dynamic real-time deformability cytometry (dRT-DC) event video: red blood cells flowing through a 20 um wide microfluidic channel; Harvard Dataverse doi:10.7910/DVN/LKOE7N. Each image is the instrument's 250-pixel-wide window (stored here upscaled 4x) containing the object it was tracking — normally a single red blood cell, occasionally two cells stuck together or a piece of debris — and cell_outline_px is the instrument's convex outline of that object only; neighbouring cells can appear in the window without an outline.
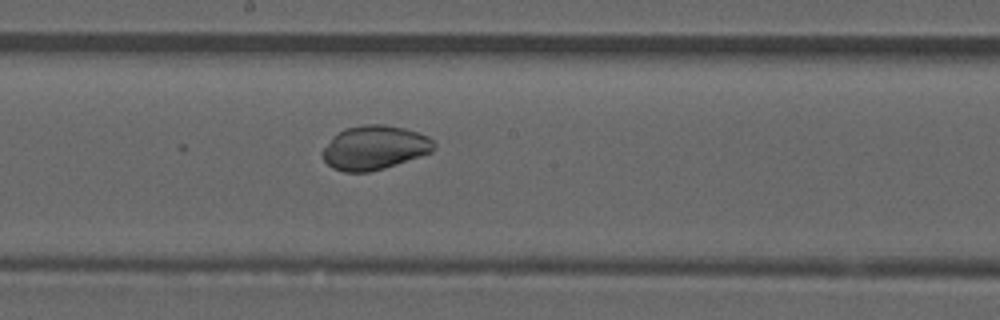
{"species": "common noctule bat (a hibernating species)", "species_latin": "Nyctalus noctula", "temperature_condition": "room temperature", "stored_images_in_passage": 28, "camera_frame_rate_fps": 3000, "um_per_image_px": 0.085, "animal": {"sex": "male", "forearm_length_mm": 52.5}, "frame": {"image": 1, "passage_image": 28, "time_ms": 9.0, "image_size_px": [1000, 320], "cell_outline_px": [[436, 148], [432, 152], [384, 168], [368, 172], [344, 172], [332, 168], [320, 156], [320, 152], [332, 136], [344, 128], [364, 124], [384, 124], [404, 128], [428, 136], [436, 144]], "centroid_in_image_um": [31.8, 12.54], "position_along_channel_um": 216.4, "area_um2": 28.84}}